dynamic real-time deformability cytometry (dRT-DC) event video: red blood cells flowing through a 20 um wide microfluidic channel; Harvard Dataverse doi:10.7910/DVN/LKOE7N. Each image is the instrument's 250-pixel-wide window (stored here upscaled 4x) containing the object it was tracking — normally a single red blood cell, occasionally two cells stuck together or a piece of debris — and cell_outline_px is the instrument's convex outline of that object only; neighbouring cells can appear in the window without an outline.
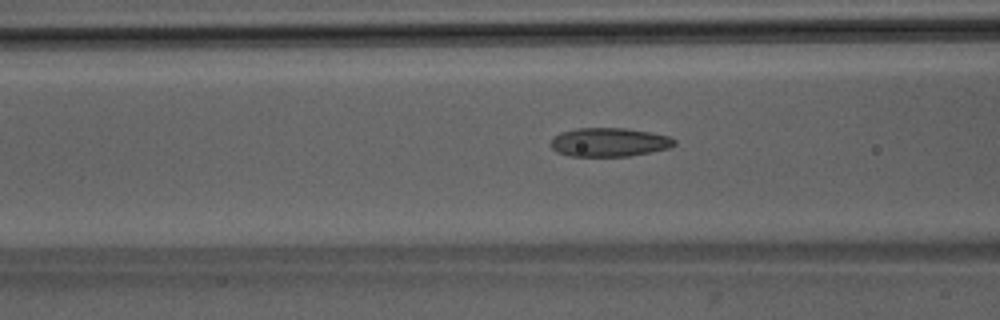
{"species": "Egyptian fruit bat (a non-hibernating species)", "species_latin": "Rousettus aegyptiacus", "temperature_condition": "room temperature", "stored_images_in_passage": 51, "camera_frame_rate_fps": 3000, "um_per_image_px": 0.085, "animal": {"sex": "male"}, "frame": {"image": 1, "passage_image": 20, "time_ms": 6.333, "image_size_px": [1000, 320], "cell_outline_px": [[676, 144], [668, 148], [628, 156], [568, 156], [556, 152], [548, 144], [560, 132], [576, 128], [628, 128], [668, 136], [676, 140]], "centroid_in_image_um": [51.74, 12.08], "position_along_channel_um": 114.9, "area_um2": 20.69}}
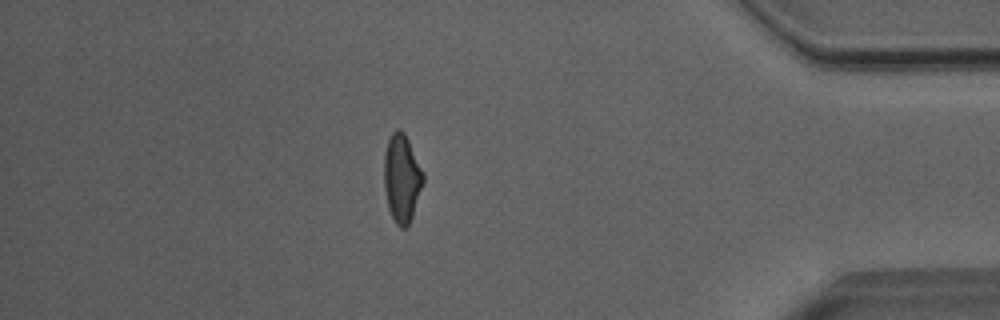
{"frame": {"image": 2, "passage_image": 44, "time_ms": 14.333, "image_size_px": [1000, 320], "cell_outline_px": [[424, 180], [412, 216], [408, 224], [404, 228], [400, 228], [396, 224], [388, 208], [384, 188], [384, 152], [388, 140], [392, 132], [396, 128], [400, 128], [404, 132], [424, 172]], "centroid_in_image_um": [34.14, 15.12], "position_along_channel_um": 401.1, "area_um2": 20.06}}
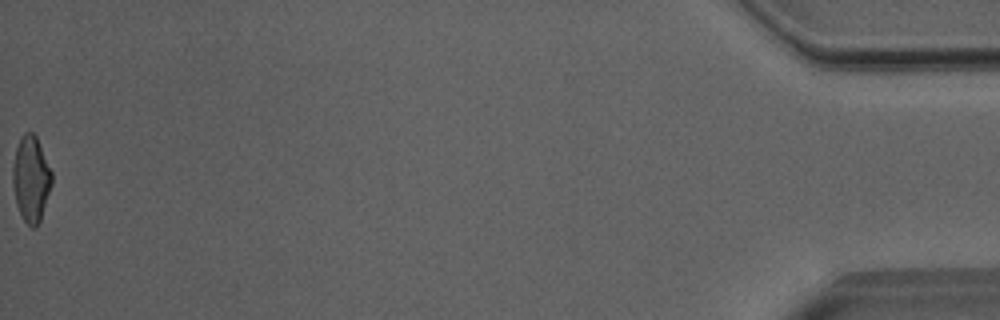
{"frame": {"image": 3, "passage_image": 51, "time_ms": 16.667, "image_size_px": [1000, 320], "cell_outline_px": [[52, 184], [40, 220], [36, 228], [32, 228], [24, 220], [16, 204], [12, 184], [12, 168], [16, 148], [20, 136], [24, 132], [32, 132], [36, 136], [52, 172]], "centroid_in_image_um": [2.62, 15.19], "position_along_channel_um": 432.6, "area_um2": 19.54}, "authors_computed_cell_mechanics": {"area_um2": 20.4612, "velocity_mm_per_s": 4.0569, "shape_relaxation_time_tau1_ms": 5.5778, "shape_relaxation_time_tau2_ms": 1.5261, "deformation_change_tau1": 0.1641, "deformation_change_tau2": 0.0701}}